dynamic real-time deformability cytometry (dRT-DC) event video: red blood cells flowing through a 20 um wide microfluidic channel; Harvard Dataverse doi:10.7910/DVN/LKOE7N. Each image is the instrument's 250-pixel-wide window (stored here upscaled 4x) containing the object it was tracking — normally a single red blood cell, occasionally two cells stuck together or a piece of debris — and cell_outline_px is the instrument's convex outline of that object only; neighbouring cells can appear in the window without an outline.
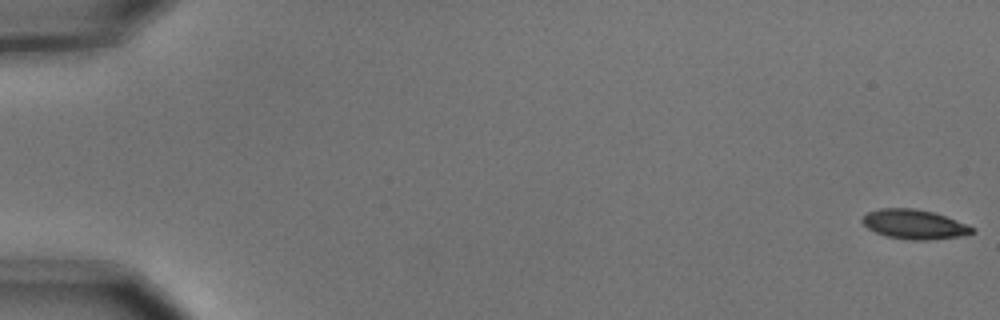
{"species": "common noctule bat (a hibernating species)", "species_latin": "Nyctalus noctula", "temperature_condition": "cold", "stored_images_in_passage": 8, "camera_frame_rate_fps": 3000, "um_per_image_px": 0.085, "animal": {"sex": "male", "body_mass_g": 15.6}, "frame": {"image": 1, "passage_image": 1, "time_ms": 0.0, "image_size_px": [1000, 320], "cell_outline_px": [[976, 232], [956, 236], [928, 240], [912, 240], [888, 236], [876, 232], [868, 228], [860, 220], [868, 212], [880, 208], [916, 208], [932, 212], [956, 220], [976, 228]], "centroid_in_image_um": [77.71, 19.05], "position_along_channel_um": 7.3, "area_um2": 18.61}}
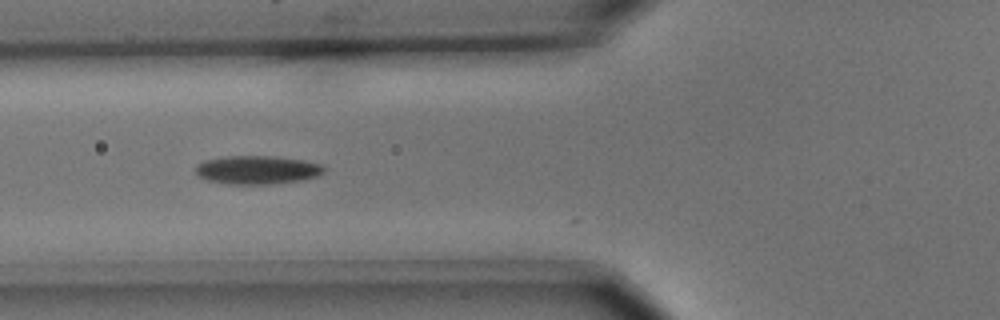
{"frame": {"image": 2, "passage_image": 7, "time_ms": 2.0, "image_size_px": [1000, 320], "cell_outline_px": [[324, 172], [316, 176], [300, 180], [272, 184], [232, 184], [208, 180], [200, 176], [196, 172], [196, 164], [204, 160], [224, 156], [272, 156], [304, 160], [320, 164], [324, 168]], "centroid_in_image_um": [21.85, 14.43], "position_along_channel_um": 104.0, "area_um2": 21.15}}
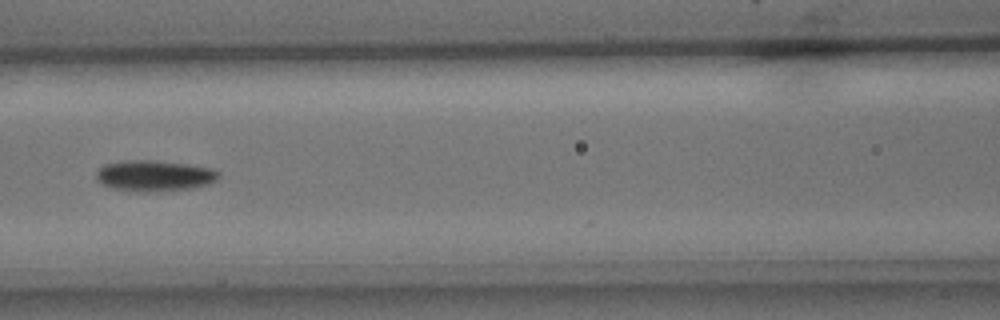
{"frame": {"image": 3, "passage_image": 8, "time_ms": 2.333, "image_size_px": [1000, 320], "cell_outline_px": [[220, 176], [216, 180], [208, 184], [192, 188], [160, 192], [128, 192], [112, 188], [96, 180], [96, 172], [104, 164], [128, 160], [148, 160], [184, 164], [212, 168], [220, 172]], "centroid_in_image_um": [13.11, 14.96], "position_along_channel_um": 153.5, "area_um2": 22.25}}